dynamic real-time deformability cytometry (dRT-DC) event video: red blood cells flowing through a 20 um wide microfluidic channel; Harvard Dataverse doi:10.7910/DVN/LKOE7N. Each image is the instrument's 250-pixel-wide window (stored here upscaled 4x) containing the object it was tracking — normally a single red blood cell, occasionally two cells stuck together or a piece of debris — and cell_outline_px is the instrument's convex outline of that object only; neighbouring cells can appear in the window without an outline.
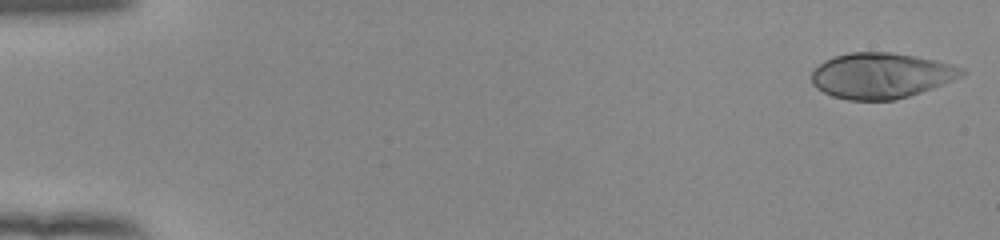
{"species": "human", "species_latin": "Homo sapiens", "temperature_condition": "room temperature", "stored_images_in_passage": 52, "camera_frame_rate_fps": 3000, "um_per_image_px": 0.085, "donor": {"sex": "female"}, "frame": {"image": 1, "passage_image": 1, "time_ms": 0.0, "image_size_px": [1000, 240], "cell_outline_px": [[964, 72], [960, 76], [952, 80], [932, 88], [896, 100], [848, 100], [832, 96], [816, 88], [812, 84], [812, 72], [824, 60], [832, 56], [848, 52], [892, 52], [916, 56], [936, 60], [952, 64], [964, 68]], "centroid_in_image_um": [74.86, 6.41], "position_along_channel_um": 10.1, "area_um2": 39.88}}
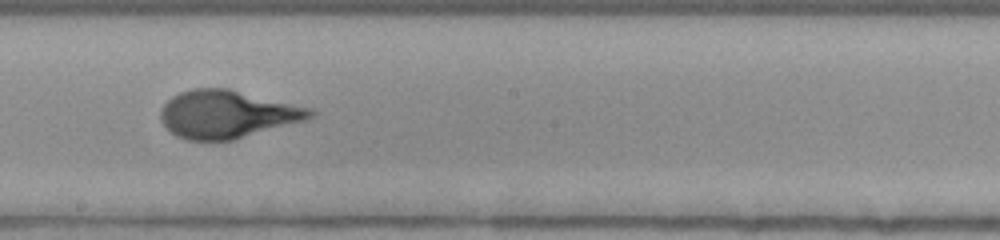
{"frame": {"image": 2, "passage_image": 30, "time_ms": 9.667, "image_size_px": [1000, 240], "cell_outline_px": [[316, 116], [308, 120], [232, 140], [184, 140], [176, 136], [160, 120], [160, 108], [172, 96], [180, 92], [192, 88], [228, 88], [312, 108], [316, 112]], "centroid_in_image_um": [19.34, 9.7], "position_along_channel_um": 228.9, "area_um2": 41.91}}
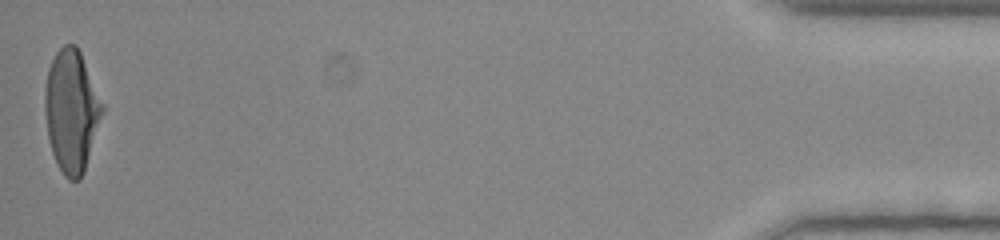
{"frame": {"image": 3, "passage_image": 52, "time_ms": 17.0, "image_size_px": [1000, 240], "cell_outline_px": [[104, 108], [84, 172], [80, 180], [68, 180], [64, 176], [56, 164], [52, 152], [48, 136], [44, 108], [44, 92], [48, 68], [56, 52], [64, 44], [76, 44], [80, 52], [104, 104]], "centroid_in_image_um": [6.06, 9.43], "position_along_channel_um": 429.1, "area_um2": 40.86}, "authors_computed_cell_mechanics": {"area_um2": 40.3733, "velocity_mm_per_s": 3.8875, "shape_relaxation_time_tau1_ms": 4.1397, "shape_relaxation_time_tau2_ms": null, "deformation_change_tau1": 0.2169, "deformation_change_tau2": null}}